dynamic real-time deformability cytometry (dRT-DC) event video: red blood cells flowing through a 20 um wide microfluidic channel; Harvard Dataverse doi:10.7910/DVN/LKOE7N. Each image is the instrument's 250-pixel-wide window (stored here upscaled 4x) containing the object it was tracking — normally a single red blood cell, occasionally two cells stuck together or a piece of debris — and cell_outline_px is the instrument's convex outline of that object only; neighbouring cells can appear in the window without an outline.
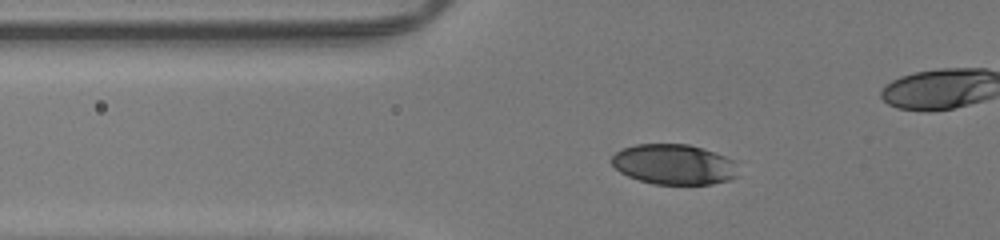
{"species": "human", "species_latin": "Homo sapiens", "temperature_condition": "room temperature", "stored_images_in_passage": 45, "camera_frame_rate_fps": 3000, "um_per_image_px": 0.085, "donor": {"sex": "male"}, "frame": {"image": 1, "passage_image": 19, "time_ms": 6.0, "image_size_px": [1000, 240], "cell_outline_px": [[740, 176], [728, 180], [712, 184], [656, 184], [640, 180], [628, 176], [620, 172], [612, 164], [612, 156], [616, 152], [624, 148], [636, 144], [688, 144], [724, 156], [732, 160]], "centroid_in_image_um": [57.28, 13.98], "position_along_channel_um": 68.5, "area_um2": 29.42}}
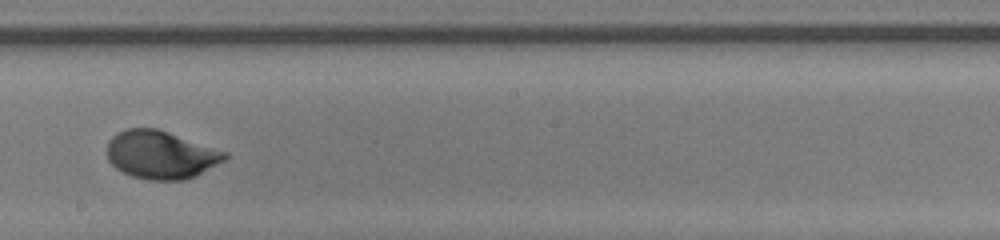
{"frame": {"image": 2, "passage_image": 32, "time_ms": 10.333, "image_size_px": [1000, 240], "cell_outline_px": [[228, 156], [224, 160], [196, 176], [184, 180], [148, 180], [132, 176], [116, 168], [108, 160], [108, 140], [116, 132], [124, 128], [156, 128], [228, 152]], "centroid_in_image_um": [13.65, 13.15], "position_along_channel_um": 234.5, "area_um2": 32.95}}
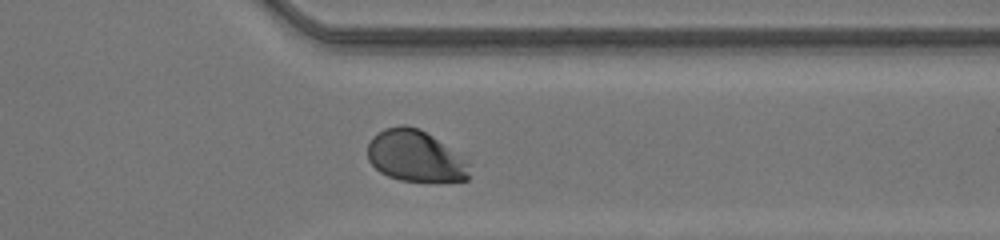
{"frame": {"image": 3, "passage_image": 42, "time_ms": 13.667, "image_size_px": [1000, 240], "cell_outline_px": [[472, 160], [468, 180], [440, 184], [436, 184], [400, 180], [388, 176], [380, 172], [368, 160], [368, 144], [372, 136], [384, 128], [400, 124], [404, 124], [420, 128]], "centroid_in_image_um": [35.41, 13.3], "position_along_channel_um": 376.0, "area_um2": 31.96}, "authors_computed_cell_mechanics": {"area_um2": 32.079, "velocity_mm_per_s": 4.2226, "shape_relaxation_time_tau1_ms": 2.9107, "shape_relaxation_time_tau2_ms": null, "deformation_change_tau1": 0.1495, "deformation_change_tau2": null}}